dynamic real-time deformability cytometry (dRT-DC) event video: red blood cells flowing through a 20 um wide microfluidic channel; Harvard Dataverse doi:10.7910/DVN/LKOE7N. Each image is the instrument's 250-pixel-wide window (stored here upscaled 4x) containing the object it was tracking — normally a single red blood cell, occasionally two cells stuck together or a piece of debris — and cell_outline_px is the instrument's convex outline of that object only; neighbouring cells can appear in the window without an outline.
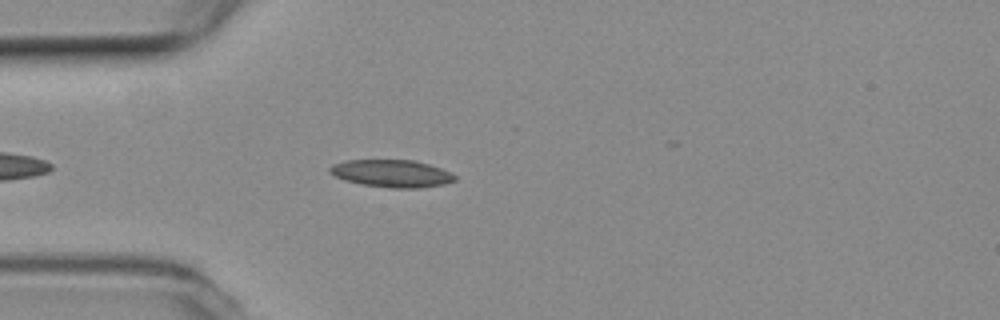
{"species": "common noctule bat (a hibernating species)", "species_latin": "Nyctalus noctula", "temperature_condition": "room temperature", "stored_images_in_passage": 23, "camera_frame_rate_fps": 3000, "um_per_image_px": 0.085, "animal": {"sex": "female", "body_mass_g": 19.3, "forearm_length_mm": 54.1}, "frame": {"image": 1, "passage_image": 6, "time_ms": 1.667, "image_size_px": [1000, 320], "cell_outline_px": [[456, 180], [444, 184], [420, 188], [392, 188], [360, 184], [344, 180], [328, 172], [328, 168], [332, 164], [344, 160], [416, 160], [440, 168], [456, 176]], "centroid_in_image_um": [33.26, 14.74], "position_along_channel_um": 51.7, "area_um2": 20.06}}
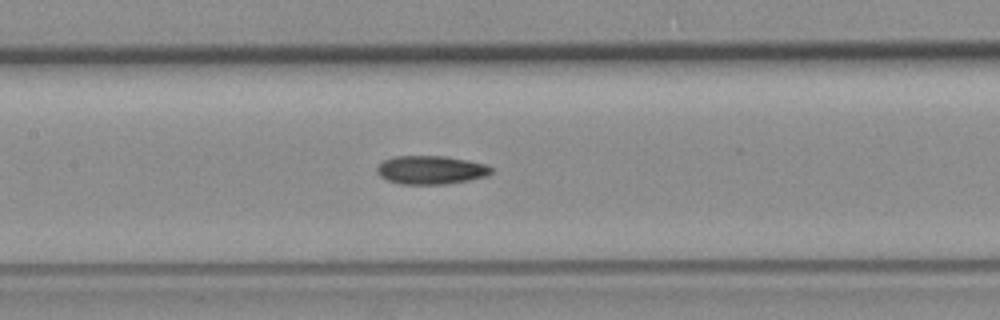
{"frame": {"image": 2, "passage_image": 16, "time_ms": 5.0, "image_size_px": [1000, 320], "cell_outline_px": [[492, 172], [488, 176], [468, 180], [444, 184], [400, 184], [388, 180], [380, 176], [376, 172], [376, 168], [384, 160], [392, 156], [444, 156], [468, 160], [488, 164], [492, 168]], "centroid_in_image_um": [36.64, 14.44], "position_along_channel_um": 170.8, "area_um2": 19.07}}
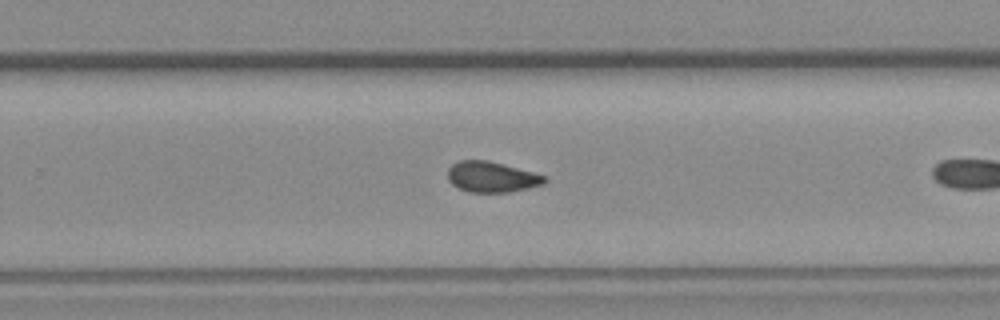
{"frame": {"image": 3, "passage_image": 22, "time_ms": 7.0, "image_size_px": [1000, 320], "cell_outline_px": [[548, 180], [544, 184], [528, 188], [508, 192], [468, 192], [452, 184], [448, 180], [448, 168], [452, 164], [460, 160], [488, 160], [532, 172], [544, 176]], "centroid_in_image_um": [41.77, 15.04], "position_along_channel_um": 288.0, "area_um2": 17.17}}